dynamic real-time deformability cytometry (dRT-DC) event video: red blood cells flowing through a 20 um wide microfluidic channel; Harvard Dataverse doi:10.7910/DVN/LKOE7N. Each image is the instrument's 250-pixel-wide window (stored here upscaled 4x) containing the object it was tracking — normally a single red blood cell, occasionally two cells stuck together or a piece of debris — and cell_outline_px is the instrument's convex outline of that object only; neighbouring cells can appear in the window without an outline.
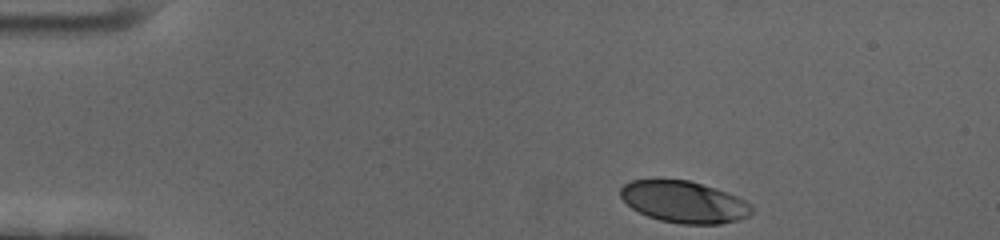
{"species": "human", "species_latin": "Homo sapiens", "temperature_condition": "cold", "stored_images_in_passage": 41, "camera_frame_rate_fps": 3000, "um_per_image_px": 0.085, "donor": {"sex": "female"}, "frame": {"image": 1, "passage_image": 1, "time_ms": 0.0, "image_size_px": [1000, 240], "cell_outline_px": [[752, 212], [748, 216], [736, 220], [720, 224], [680, 224], [660, 220], [648, 216], [632, 208], [620, 196], [620, 188], [624, 184], [632, 180], [688, 180], [736, 196], [752, 204]], "centroid_in_image_um": [58.13, 17.17], "position_along_channel_um": 26.9, "area_um2": 31.44}}
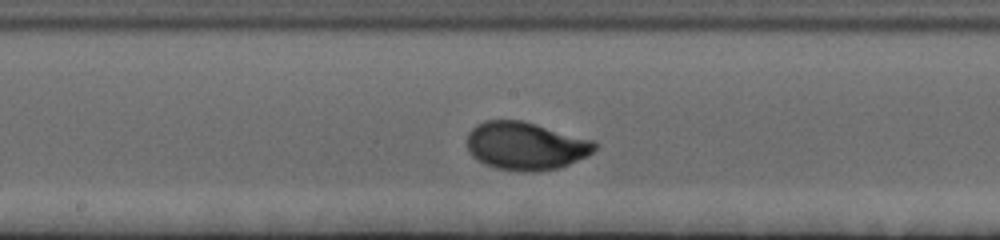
{"frame": {"image": 2, "passage_image": 23, "time_ms": 7.333, "image_size_px": [1000, 240], "cell_outline_px": [[596, 148], [592, 152], [560, 168], [532, 172], [520, 172], [496, 168], [484, 164], [472, 156], [468, 152], [468, 132], [476, 124], [484, 120], [524, 120], [596, 140]], "centroid_in_image_um": [44.67, 12.39], "position_along_channel_um": 203.5, "area_um2": 36.07}}
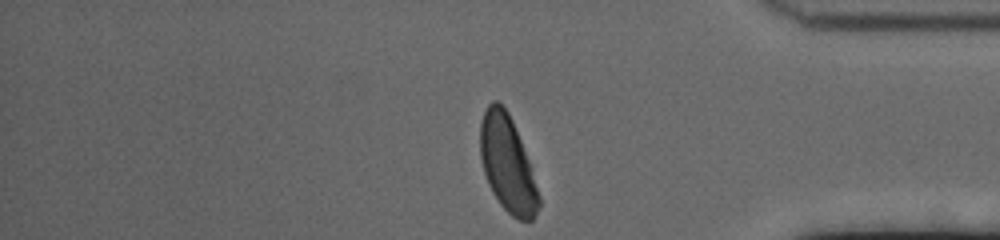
{"frame": {"image": 3, "passage_image": 41, "time_ms": 13.333, "image_size_px": [1000, 240], "cell_outline_px": [[540, 204], [532, 220], [520, 220], [512, 216], [500, 204], [492, 192], [488, 184], [484, 172], [480, 156], [480, 124], [484, 112], [488, 104], [492, 100], [496, 100], [508, 112], [512, 120], [528, 160], [540, 196]], "centroid_in_image_um": [43.11, 13.94], "position_along_channel_um": 392.1, "area_um2": 32.37}, "authors_computed_cell_mechanics": {"area_um2": 34.3332, "velocity_mm_per_s": 3.4419, "shape_relaxation_time_tau1_ms": 2.5847, "shape_relaxation_time_tau2_ms": null, "deformation_change_tau1": 0.164, "deformation_change_tau2": null}}